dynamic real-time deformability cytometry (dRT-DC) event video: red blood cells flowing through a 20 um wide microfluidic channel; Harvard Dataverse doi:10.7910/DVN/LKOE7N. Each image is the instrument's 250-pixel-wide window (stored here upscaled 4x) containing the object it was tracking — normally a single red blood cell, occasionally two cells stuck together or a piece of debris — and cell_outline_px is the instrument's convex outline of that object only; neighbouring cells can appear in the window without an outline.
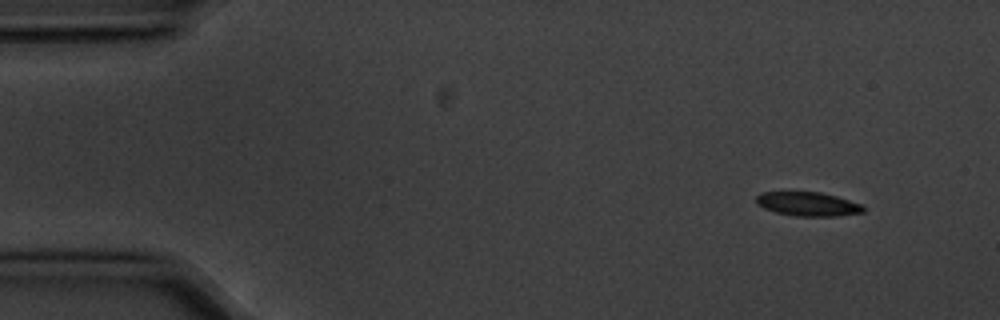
{"species": "common noctule bat (a hibernating species)", "species_latin": "Nyctalus noctula", "temperature_condition": "cold", "stored_images_in_passage": 5, "camera_frame_rate_fps": 3000, "um_per_image_px": 0.085, "animal": {"sex": "male", "body_mass_g": 20.1, "forearm_length_mm": 53.5}, "frame": {"image": 1, "passage_image": 1, "time_ms": 0.0, "image_size_px": [1000, 320], "cell_outline_px": [[864, 212], [840, 216], [796, 216], [776, 212], [764, 208], [756, 204], [756, 196], [760, 192], [820, 192], [836, 196], [860, 204], [864, 208]], "centroid_in_image_um": [68.64, 17.34], "position_along_channel_um": 16.4, "area_um2": 14.91}}
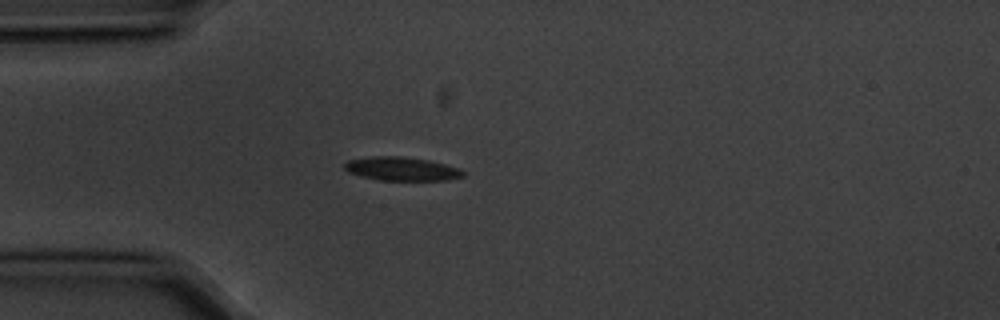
{"frame": {"image": 2, "passage_image": 4, "time_ms": 1.0, "image_size_px": [1000, 320], "cell_outline_px": [[464, 176], [448, 180], [380, 180], [360, 176], [348, 172], [344, 168], [344, 164], [348, 160], [372, 156], [400, 156], [428, 160], [460, 168], [464, 172]], "centroid_in_image_um": [34.13, 14.35], "position_along_channel_um": 50.9, "area_um2": 16.3}}